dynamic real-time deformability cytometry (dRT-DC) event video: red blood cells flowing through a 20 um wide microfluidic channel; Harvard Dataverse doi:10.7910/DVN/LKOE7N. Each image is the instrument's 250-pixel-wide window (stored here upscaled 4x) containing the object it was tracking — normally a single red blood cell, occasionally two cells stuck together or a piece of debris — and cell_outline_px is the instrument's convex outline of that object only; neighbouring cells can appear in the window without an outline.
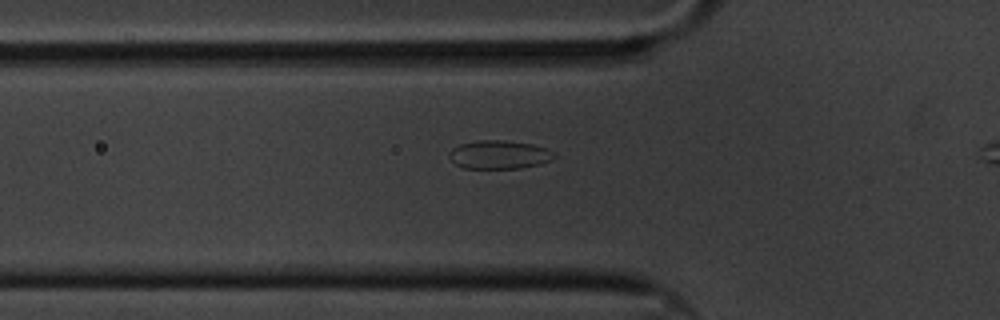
{"species": "common noctule bat (a hibernating species)", "species_latin": "Nyctalus noctula", "temperature_condition": "cold", "stored_images_in_passage": 42, "camera_frame_rate_fps": 3000, "um_per_image_px": 0.085, "animal": {"sex": "male", "body_mass_g": 20.1, "forearm_length_mm": 53.5}, "frame": {"image": 1, "passage_image": 10, "time_ms": 3.0, "image_size_px": [1000, 320], "cell_outline_px": [[556, 156], [552, 160], [540, 164], [520, 168], [464, 168], [456, 164], [448, 156], [452, 148], [460, 144], [476, 140], [504, 140], [532, 144], [548, 148], [556, 152]], "centroid_in_image_um": [42.47, 13.14], "position_along_channel_um": 83.3, "area_um2": 17.57}}
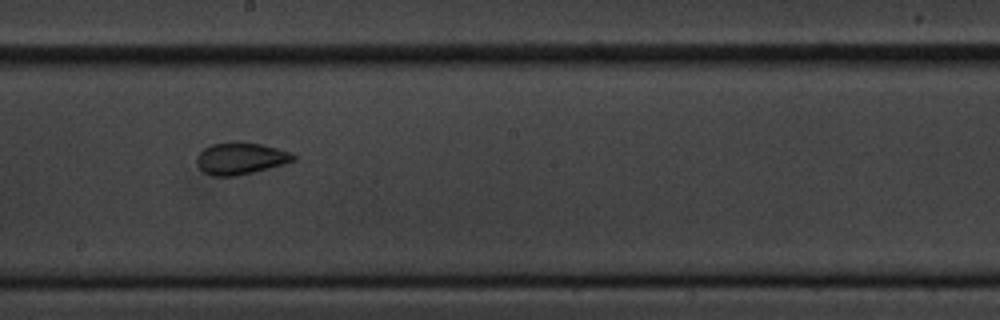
{"frame": {"image": 2, "passage_image": 23, "time_ms": 7.333, "image_size_px": [1000, 320], "cell_outline_px": [[296, 160], [284, 164], [236, 176], [212, 176], [204, 172], [196, 164], [196, 156], [204, 148], [212, 144], [236, 140], [240, 140], [260, 144], [292, 152], [296, 156]], "centroid_in_image_um": [20.44, 13.44], "position_along_channel_um": 227.8, "area_um2": 18.21}}
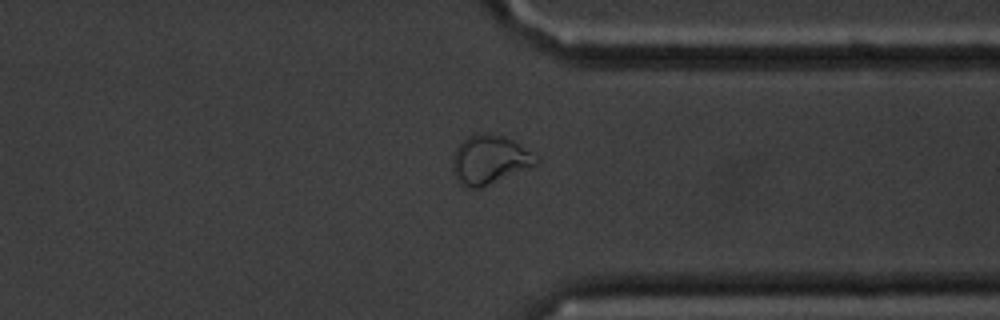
{"frame": {"image": 3, "passage_image": 36, "time_ms": 11.667, "image_size_px": [1000, 320], "cell_outline_px": [[540, 160], [536, 164], [480, 188], [464, 188], [456, 180], [452, 172], [452, 156], [456, 148], [468, 136], [476, 132], [484, 132], [504, 136], [512, 140], [536, 156]], "centroid_in_image_um": [41.54, 13.57], "position_along_channel_um": 369.9, "area_um2": 23.7}}